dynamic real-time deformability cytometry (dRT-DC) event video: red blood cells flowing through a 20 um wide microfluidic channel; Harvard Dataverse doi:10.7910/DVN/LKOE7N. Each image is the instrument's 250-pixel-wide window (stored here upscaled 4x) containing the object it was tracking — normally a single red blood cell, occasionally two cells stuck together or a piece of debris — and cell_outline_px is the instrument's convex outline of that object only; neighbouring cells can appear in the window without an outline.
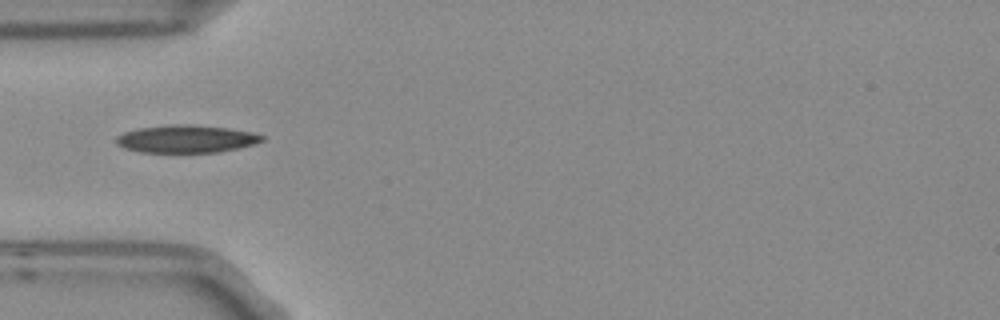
{"species": "Egyptian fruit bat (a non-hibernating species)", "species_latin": "Rousettus aegyptiacus", "temperature_condition": "room temperature", "stored_images_in_passage": 4, "camera_frame_rate_fps": 3000, "um_per_image_px": 0.085, "frame": {"image": 1, "passage_image": 1, "time_ms": 0.0, "image_size_px": [1000, 320], "cell_outline_px": [[264, 140], [252, 144], [220, 152], [140, 152], [124, 148], [116, 144], [116, 136], [124, 132], [136, 128], [168, 124], [192, 124], [228, 128], [252, 132], [264, 136]], "centroid_in_image_um": [15.78, 11.79], "position_along_channel_um": 69.2, "area_um2": 23.58}}
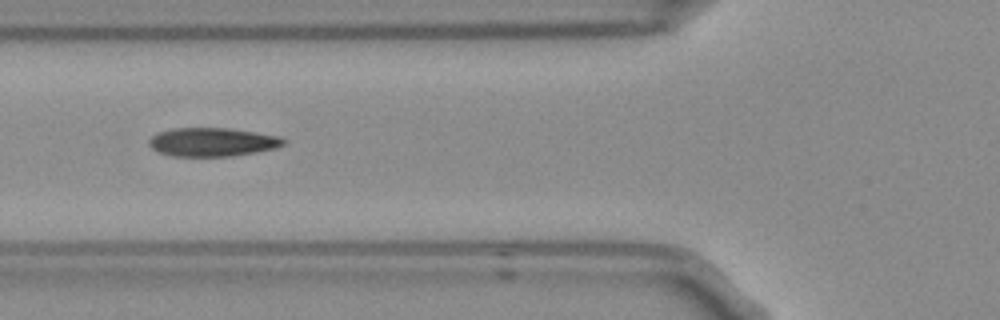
{"frame": {"image": 2, "passage_image": 2, "time_ms": 0.333, "image_size_px": [1000, 320], "cell_outline_px": [[288, 140], [284, 144], [276, 148], [232, 156], [172, 156], [160, 152], [152, 148], [148, 144], [148, 140], [156, 132], [172, 128], [228, 128], [256, 132], [280, 136]], "centroid_in_image_um": [18.05, 12.06], "position_along_channel_um": 107.8, "area_um2": 22.54}}